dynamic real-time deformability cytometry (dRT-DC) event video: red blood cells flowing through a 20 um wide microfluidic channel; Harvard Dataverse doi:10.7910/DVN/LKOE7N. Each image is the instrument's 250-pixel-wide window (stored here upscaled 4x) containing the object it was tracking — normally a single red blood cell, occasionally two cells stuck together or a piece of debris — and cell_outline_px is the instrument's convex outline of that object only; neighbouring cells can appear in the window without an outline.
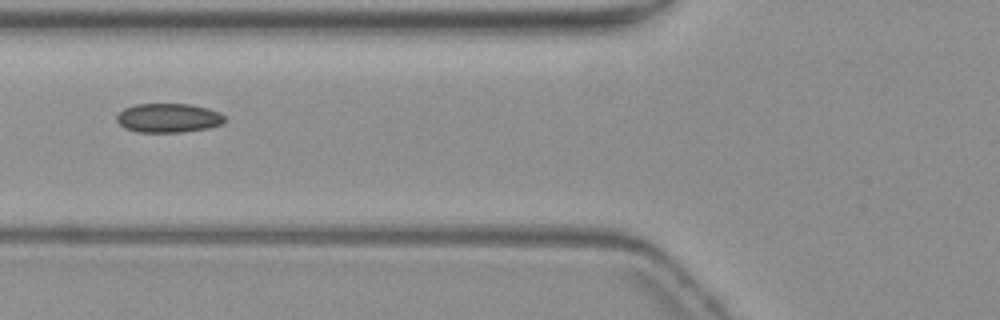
{"species": "common noctule bat (a hibernating species)", "species_latin": "Nyctalus noctula", "temperature_condition": "warm", "stored_images_in_passage": 9, "camera_frame_rate_fps": 3000, "um_per_image_px": 0.085, "animal": {"sex": "female", "body_mass_g": 19.3, "forearm_length_mm": 54.1}, "frame": {"image": 1, "passage_image": 8, "time_ms": 8.333, "image_size_px": [1000, 320], "cell_outline_px": [[224, 124], [208, 128], [184, 132], [136, 132], [124, 128], [116, 120], [116, 116], [124, 108], [136, 104], [192, 104], [208, 108], [220, 112], [224, 116]], "centroid_in_image_um": [14.32, 10.03], "position_along_channel_um": 111.5, "area_um2": 18.5}}
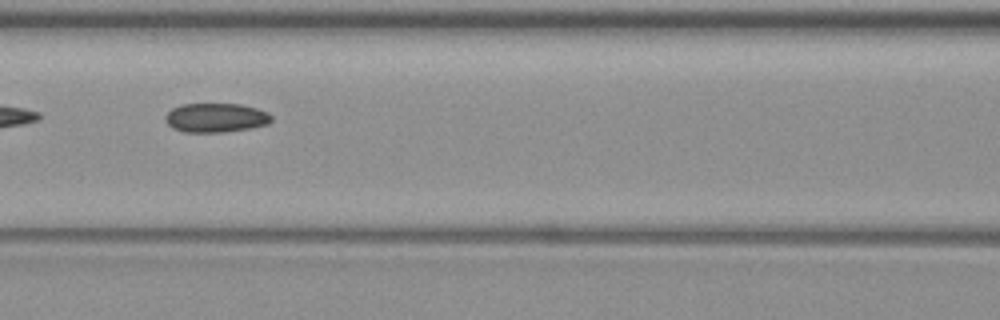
{"frame": {"image": 2, "passage_image": 9, "time_ms": 9.333, "image_size_px": [1000, 320], "cell_outline_px": [[272, 120], [268, 124], [248, 128], [220, 132], [184, 132], [172, 128], [164, 120], [164, 116], [172, 108], [180, 104], [240, 104], [256, 108], [268, 112], [272, 116]], "centroid_in_image_um": [18.31, 10.0], "position_along_channel_um": 148.3, "area_um2": 18.03}}